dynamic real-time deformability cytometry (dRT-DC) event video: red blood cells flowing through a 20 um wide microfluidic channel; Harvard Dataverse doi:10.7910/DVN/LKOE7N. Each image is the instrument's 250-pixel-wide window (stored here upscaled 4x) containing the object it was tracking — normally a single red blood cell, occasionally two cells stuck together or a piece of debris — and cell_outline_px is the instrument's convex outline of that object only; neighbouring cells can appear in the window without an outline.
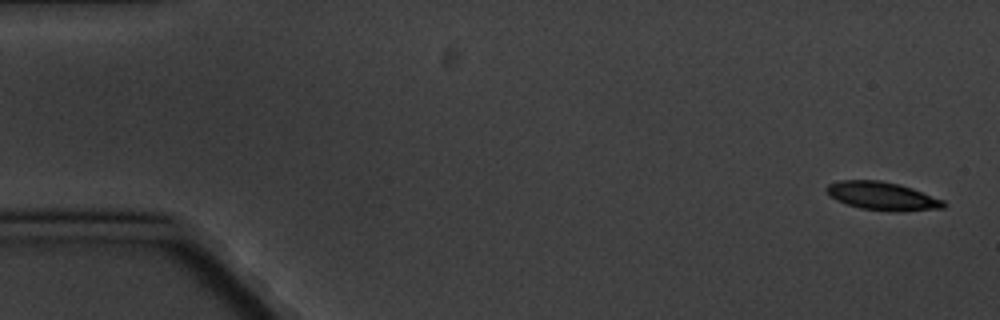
{"species": "common noctule bat (a hibernating species)", "species_latin": "Nyctalus noctula", "temperature_condition": "cold", "stored_images_in_passage": 10, "camera_frame_rate_fps": 3000, "um_per_image_px": 0.085, "animal": {"sex": "male", "body_mass_g": 20.1, "forearm_length_mm": 53.5}, "frame": {"image": 1, "passage_image": 1, "time_ms": 0.0, "image_size_px": [1000, 320], "cell_outline_px": [[948, 204], [944, 208], [900, 212], [892, 212], [860, 208], [836, 200], [824, 188], [828, 184], [840, 180], [880, 180], [900, 184], [912, 188], [944, 200]], "centroid_in_image_um": [75.04, 16.67], "position_along_channel_um": 10.0, "area_um2": 19.42}}
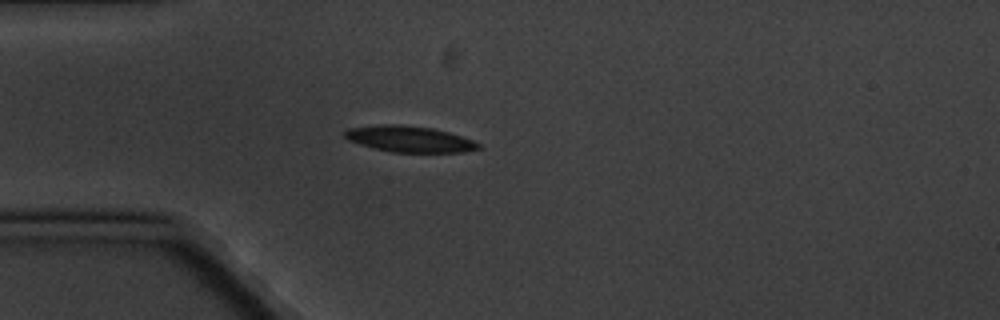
{"frame": {"image": 2, "passage_image": 4, "time_ms": 4.667, "image_size_px": [1000, 320], "cell_outline_px": [[480, 148], [464, 152], [392, 152], [372, 148], [348, 140], [344, 136], [344, 132], [348, 128], [380, 124], [400, 124], [432, 128], [448, 132], [472, 140], [480, 144]], "centroid_in_image_um": [34.77, 11.81], "position_along_channel_um": 50.2, "area_um2": 20.29}}
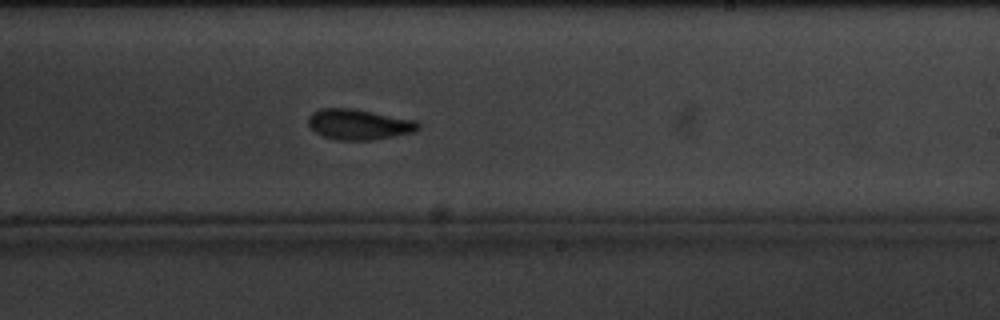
{"frame": {"image": 3, "passage_image": 10, "time_ms": 11.333, "image_size_px": [1000, 320], "cell_outline_px": [[420, 128], [412, 132], [372, 140], [336, 140], [324, 136], [316, 132], [308, 124], [308, 116], [312, 112], [320, 108], [352, 108], [416, 120], [420, 124]], "centroid_in_image_um": [30.49, 10.56], "position_along_channel_um": 258.5, "area_um2": 19.48}}